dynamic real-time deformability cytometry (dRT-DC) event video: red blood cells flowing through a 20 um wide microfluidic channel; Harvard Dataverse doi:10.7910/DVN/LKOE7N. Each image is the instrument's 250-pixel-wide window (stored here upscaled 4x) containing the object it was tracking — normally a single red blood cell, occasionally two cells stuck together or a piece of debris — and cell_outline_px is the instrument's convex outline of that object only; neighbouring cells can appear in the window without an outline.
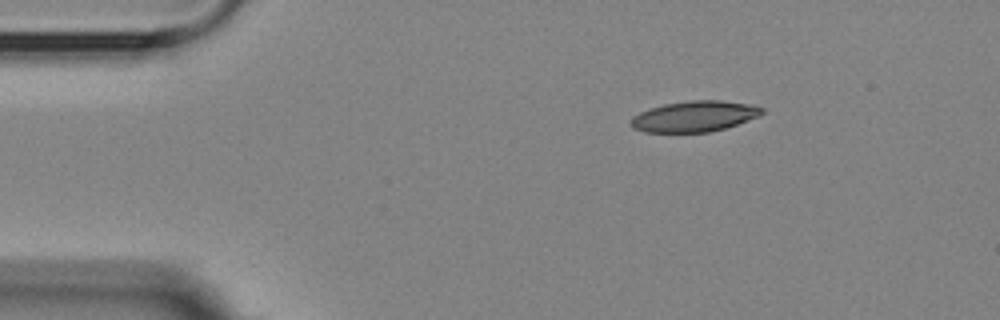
{"species": "Egyptian fruit bat (a non-hibernating species)", "species_latin": "Rousettus aegyptiacus", "temperature_condition": "room temperature", "stored_images_in_passage": 3, "camera_frame_rate_fps": 3000, "um_per_image_px": 0.085, "animal": {"sex": "female"}, "frame": {"image": 1, "passage_image": 3, "time_ms": 3.333, "image_size_px": [1000, 320], "cell_outline_px": [[764, 112], [760, 116], [724, 128], [708, 132], [644, 132], [632, 128], [632, 116], [648, 108], [664, 104], [692, 100], [720, 100], [748, 104], [764, 108]], "centroid_in_image_um": [59.01, 9.88], "position_along_channel_um": 26.0, "area_um2": 23.41}}